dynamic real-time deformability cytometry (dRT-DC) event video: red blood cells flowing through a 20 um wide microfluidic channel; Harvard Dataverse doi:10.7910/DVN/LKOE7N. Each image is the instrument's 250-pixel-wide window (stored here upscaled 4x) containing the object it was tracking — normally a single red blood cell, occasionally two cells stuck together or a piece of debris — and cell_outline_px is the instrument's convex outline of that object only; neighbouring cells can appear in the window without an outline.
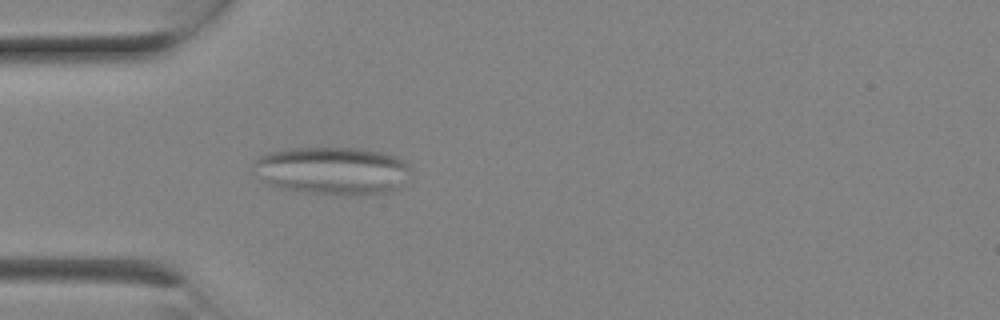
{"species": "Egyptian fruit bat (a non-hibernating species)", "species_latin": "Rousettus aegyptiacus", "temperature_condition": "room temperature", "stored_images_in_passage": 3, "camera_frame_rate_fps": 3000, "um_per_image_px": 0.085, "animal": {"sex": "female"}, "frame": {"image": 1, "passage_image": 3, "time_ms": 0.667, "image_size_px": [1000, 320], "cell_outline_px": [[412, 172], [408, 184], [400, 188], [388, 192], [356, 196], [304, 192], [284, 188], [268, 184], [252, 172], [252, 164], [260, 156], [268, 152], [292, 148], [360, 148], [380, 152], [396, 156], [404, 160], [412, 168]], "centroid_in_image_um": [28.33, 14.52], "position_along_channel_um": 56.7, "area_um2": 44.68}}